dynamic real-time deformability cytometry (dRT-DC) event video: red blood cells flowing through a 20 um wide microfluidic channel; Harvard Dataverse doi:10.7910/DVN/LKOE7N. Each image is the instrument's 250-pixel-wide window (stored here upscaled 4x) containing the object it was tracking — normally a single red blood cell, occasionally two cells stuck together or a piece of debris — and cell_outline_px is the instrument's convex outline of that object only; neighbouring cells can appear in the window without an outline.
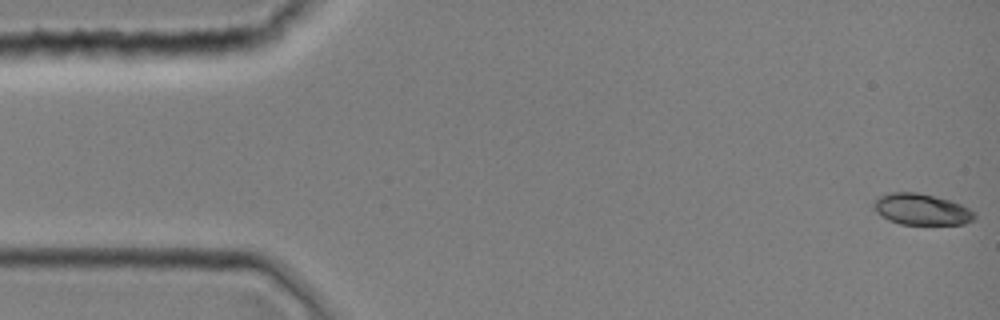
{"species": "common noctule bat (a hibernating species)", "species_latin": "Nyctalus noctula", "temperature_condition": "room temperature", "stored_images_in_passage": 8, "camera_frame_rate_fps": 3000, "um_per_image_px": 0.085, "animal": {"sex": "female", "body_mass_g": 19.0, "forearm_length_mm": 51.5}, "frame": {"image": 1, "passage_image": 1, "time_ms": 0.0, "image_size_px": [1000, 320], "cell_outline_px": [[976, 216], [972, 220], [964, 224], [900, 224], [888, 220], [876, 212], [872, 208], [872, 204], [880, 196], [888, 192], [916, 192], [952, 200], [976, 212]], "centroid_in_image_um": [78.31, 17.79], "position_along_channel_um": 6.7, "area_um2": 18.44}}